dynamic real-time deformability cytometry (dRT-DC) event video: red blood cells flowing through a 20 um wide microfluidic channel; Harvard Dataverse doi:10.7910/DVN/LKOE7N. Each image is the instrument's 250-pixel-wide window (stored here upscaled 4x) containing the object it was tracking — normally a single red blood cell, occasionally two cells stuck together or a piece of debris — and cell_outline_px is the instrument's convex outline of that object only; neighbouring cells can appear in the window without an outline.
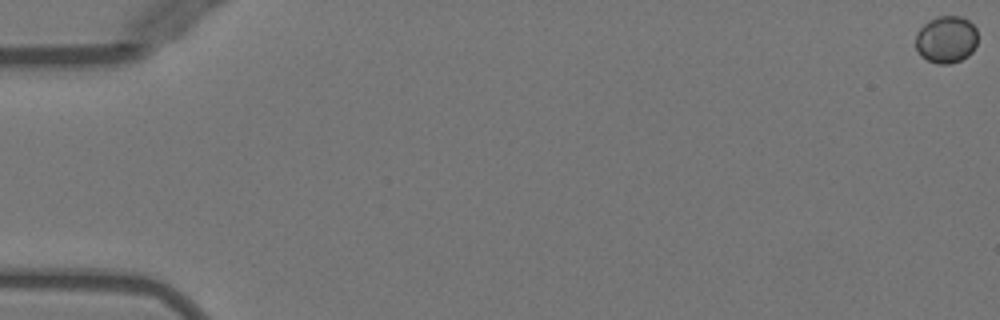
{"species": "Egyptian fruit bat (a non-hibernating species)", "species_latin": "Rousettus aegyptiacus", "temperature_condition": "warm", "stored_images_in_passage": 53, "camera_frame_rate_fps": 3000, "um_per_image_px": 0.085, "animal": {"sex": "female"}, "frame": {"image": 1, "passage_image": 1, "time_ms": 0.0, "image_size_px": [1000, 320], "cell_outline_px": [[976, 44], [972, 52], [968, 56], [960, 60], [948, 64], [936, 64], [920, 56], [916, 48], [916, 32], [928, 20], [936, 16], [960, 16], [968, 20], [976, 28]], "centroid_in_image_um": [80.41, 3.35], "position_along_channel_um": 4.6, "area_um2": 17.17}}
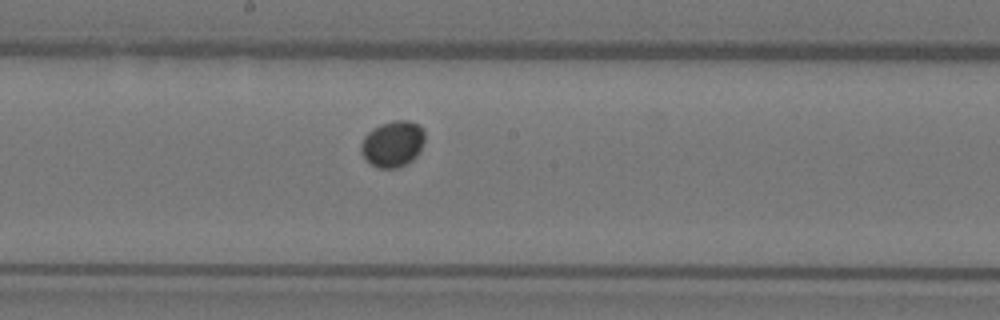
{"frame": {"image": 2, "passage_image": 30, "time_ms": 9.667, "image_size_px": [1000, 320], "cell_outline_px": [[424, 140], [420, 152], [412, 160], [396, 168], [376, 168], [360, 152], [360, 144], [364, 136], [372, 128], [380, 124], [392, 120], [408, 120], [420, 124], [424, 128]], "centroid_in_image_um": [33.39, 12.2], "position_along_channel_um": 214.8, "area_um2": 17.34}}
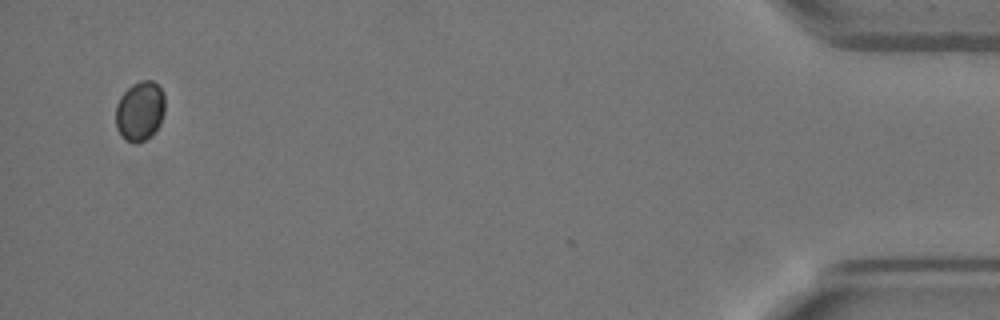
{"frame": {"image": 3, "passage_image": 52, "time_ms": 17.0, "image_size_px": [1000, 320], "cell_outline_px": [[164, 112], [160, 124], [152, 136], [136, 144], [132, 144], [124, 140], [116, 128], [116, 104], [120, 96], [132, 84], [140, 80], [152, 80], [160, 88], [164, 96]], "centroid_in_image_um": [11.88, 9.46], "position_along_channel_um": 423.3, "area_um2": 17.34}}